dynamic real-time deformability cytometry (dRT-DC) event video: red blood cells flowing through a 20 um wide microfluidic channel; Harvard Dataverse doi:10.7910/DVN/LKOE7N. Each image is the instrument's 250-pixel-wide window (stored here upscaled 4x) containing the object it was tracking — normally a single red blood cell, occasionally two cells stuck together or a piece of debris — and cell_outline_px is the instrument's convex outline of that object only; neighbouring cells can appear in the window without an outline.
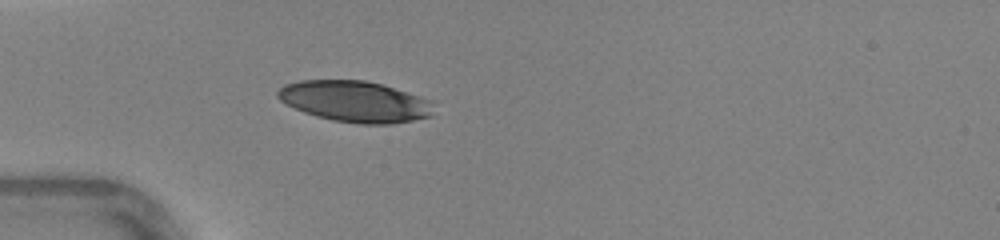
{"species": "human", "species_latin": "Homo sapiens", "temperature_condition": "warm", "stored_images_in_passage": 46, "camera_frame_rate_fps": 3000, "um_per_image_px": 0.085, "donor": {"sex": "female"}, "frame": {"image": 1, "passage_image": 14, "time_ms": 4.333, "image_size_px": [1000, 240], "cell_outline_px": [[432, 116], [392, 124], [360, 124], [332, 120], [316, 116], [304, 112], [280, 100], [276, 96], [276, 92], [284, 84], [300, 80], [364, 80], [380, 84], [420, 96], [432, 100]], "centroid_in_image_um": [30.16, 8.63], "position_along_channel_um": 54.8, "area_um2": 37.22}, "authors_computed_cell_mechanics": {"area_um2": 38.4659, "velocity_mm_per_s": 4.3878, "shape_relaxation_time_tau1_ms": 2.1687, "shape_relaxation_time_tau2_ms": null, "deformation_change_tau1": 0.1246, "deformation_change_tau2": null}}